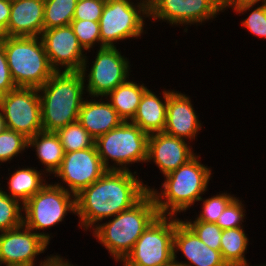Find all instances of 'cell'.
Returning <instances> with one entry per match:
<instances>
[{
  "mask_svg": "<svg viewBox=\"0 0 266 266\" xmlns=\"http://www.w3.org/2000/svg\"><path fill=\"white\" fill-rule=\"evenodd\" d=\"M135 171L107 170L98 180L76 195L77 226L86 234L138 203L150 189ZM145 182V183H144Z\"/></svg>",
  "mask_w": 266,
  "mask_h": 266,
  "instance_id": "1",
  "label": "cell"
},
{
  "mask_svg": "<svg viewBox=\"0 0 266 266\" xmlns=\"http://www.w3.org/2000/svg\"><path fill=\"white\" fill-rule=\"evenodd\" d=\"M178 169L163 176L161 186H150L159 216H176L188 214L191 207L205 194L213 178V167L202 163L200 152ZM207 192V193H206ZM187 212V213H186ZM179 214V215H178Z\"/></svg>",
  "mask_w": 266,
  "mask_h": 266,
  "instance_id": "2",
  "label": "cell"
},
{
  "mask_svg": "<svg viewBox=\"0 0 266 266\" xmlns=\"http://www.w3.org/2000/svg\"><path fill=\"white\" fill-rule=\"evenodd\" d=\"M159 216L152 195L148 192L138 203L109 220L102 221L90 233L120 264L132 251L135 242Z\"/></svg>",
  "mask_w": 266,
  "mask_h": 266,
  "instance_id": "3",
  "label": "cell"
},
{
  "mask_svg": "<svg viewBox=\"0 0 266 266\" xmlns=\"http://www.w3.org/2000/svg\"><path fill=\"white\" fill-rule=\"evenodd\" d=\"M38 92L44 131L57 132L78 121L87 96L81 72H55Z\"/></svg>",
  "mask_w": 266,
  "mask_h": 266,
  "instance_id": "4",
  "label": "cell"
},
{
  "mask_svg": "<svg viewBox=\"0 0 266 266\" xmlns=\"http://www.w3.org/2000/svg\"><path fill=\"white\" fill-rule=\"evenodd\" d=\"M16 87L39 88L56 72L47 57L40 36L9 37L1 42Z\"/></svg>",
  "mask_w": 266,
  "mask_h": 266,
  "instance_id": "5",
  "label": "cell"
},
{
  "mask_svg": "<svg viewBox=\"0 0 266 266\" xmlns=\"http://www.w3.org/2000/svg\"><path fill=\"white\" fill-rule=\"evenodd\" d=\"M49 182L23 204V224L52 244L55 233L47 231L64 223L69 213L76 215V196Z\"/></svg>",
  "mask_w": 266,
  "mask_h": 266,
  "instance_id": "6",
  "label": "cell"
},
{
  "mask_svg": "<svg viewBox=\"0 0 266 266\" xmlns=\"http://www.w3.org/2000/svg\"><path fill=\"white\" fill-rule=\"evenodd\" d=\"M148 137L137 125L124 121L98 137L95 146L107 170L133 171L130 167L135 163L146 164Z\"/></svg>",
  "mask_w": 266,
  "mask_h": 266,
  "instance_id": "7",
  "label": "cell"
},
{
  "mask_svg": "<svg viewBox=\"0 0 266 266\" xmlns=\"http://www.w3.org/2000/svg\"><path fill=\"white\" fill-rule=\"evenodd\" d=\"M147 18L148 5L141 1L106 0L99 20L101 48L118 47L119 42L141 39L150 29Z\"/></svg>",
  "mask_w": 266,
  "mask_h": 266,
  "instance_id": "8",
  "label": "cell"
},
{
  "mask_svg": "<svg viewBox=\"0 0 266 266\" xmlns=\"http://www.w3.org/2000/svg\"><path fill=\"white\" fill-rule=\"evenodd\" d=\"M119 47L97 48L96 52L91 50L90 54L94 57L93 59L86 55L81 73L87 96L105 97L118 85L134 76V73L131 74L133 68L130 67L133 64ZM90 58L91 60H89Z\"/></svg>",
  "mask_w": 266,
  "mask_h": 266,
  "instance_id": "9",
  "label": "cell"
},
{
  "mask_svg": "<svg viewBox=\"0 0 266 266\" xmlns=\"http://www.w3.org/2000/svg\"><path fill=\"white\" fill-rule=\"evenodd\" d=\"M175 216H158L120 266H174Z\"/></svg>",
  "mask_w": 266,
  "mask_h": 266,
  "instance_id": "10",
  "label": "cell"
},
{
  "mask_svg": "<svg viewBox=\"0 0 266 266\" xmlns=\"http://www.w3.org/2000/svg\"><path fill=\"white\" fill-rule=\"evenodd\" d=\"M149 23L169 24L170 27H183L188 33L192 25L197 27L211 23L226 12L220 0H155L149 7ZM205 23V24H204Z\"/></svg>",
  "mask_w": 266,
  "mask_h": 266,
  "instance_id": "11",
  "label": "cell"
},
{
  "mask_svg": "<svg viewBox=\"0 0 266 266\" xmlns=\"http://www.w3.org/2000/svg\"><path fill=\"white\" fill-rule=\"evenodd\" d=\"M0 108L6 128L28 139L43 130L37 88L16 87L0 96Z\"/></svg>",
  "mask_w": 266,
  "mask_h": 266,
  "instance_id": "12",
  "label": "cell"
},
{
  "mask_svg": "<svg viewBox=\"0 0 266 266\" xmlns=\"http://www.w3.org/2000/svg\"><path fill=\"white\" fill-rule=\"evenodd\" d=\"M50 244L24 224L0 232V266H40L54 253L43 259L39 255L48 251ZM40 259V260H39Z\"/></svg>",
  "mask_w": 266,
  "mask_h": 266,
  "instance_id": "13",
  "label": "cell"
},
{
  "mask_svg": "<svg viewBox=\"0 0 266 266\" xmlns=\"http://www.w3.org/2000/svg\"><path fill=\"white\" fill-rule=\"evenodd\" d=\"M106 171L94 145L91 148L65 153L61 166L50 179L57 178L54 184L76 196Z\"/></svg>",
  "mask_w": 266,
  "mask_h": 266,
  "instance_id": "14",
  "label": "cell"
},
{
  "mask_svg": "<svg viewBox=\"0 0 266 266\" xmlns=\"http://www.w3.org/2000/svg\"><path fill=\"white\" fill-rule=\"evenodd\" d=\"M40 38L56 72H81L87 52L80 45L71 25L43 30Z\"/></svg>",
  "mask_w": 266,
  "mask_h": 266,
  "instance_id": "15",
  "label": "cell"
},
{
  "mask_svg": "<svg viewBox=\"0 0 266 266\" xmlns=\"http://www.w3.org/2000/svg\"><path fill=\"white\" fill-rule=\"evenodd\" d=\"M173 252L174 266H227L220 250L209 248L181 217L176 216ZM179 254L181 259L185 258V261L178 258Z\"/></svg>",
  "mask_w": 266,
  "mask_h": 266,
  "instance_id": "16",
  "label": "cell"
},
{
  "mask_svg": "<svg viewBox=\"0 0 266 266\" xmlns=\"http://www.w3.org/2000/svg\"><path fill=\"white\" fill-rule=\"evenodd\" d=\"M192 146L191 142L164 132L151 134L148 137L146 165L154 164L165 176L197 154Z\"/></svg>",
  "mask_w": 266,
  "mask_h": 266,
  "instance_id": "17",
  "label": "cell"
},
{
  "mask_svg": "<svg viewBox=\"0 0 266 266\" xmlns=\"http://www.w3.org/2000/svg\"><path fill=\"white\" fill-rule=\"evenodd\" d=\"M193 105L192 97L188 93L174 89L168 96L163 132L194 144L204 125Z\"/></svg>",
  "mask_w": 266,
  "mask_h": 266,
  "instance_id": "18",
  "label": "cell"
},
{
  "mask_svg": "<svg viewBox=\"0 0 266 266\" xmlns=\"http://www.w3.org/2000/svg\"><path fill=\"white\" fill-rule=\"evenodd\" d=\"M44 30V0L11 1L6 28L9 37H37Z\"/></svg>",
  "mask_w": 266,
  "mask_h": 266,
  "instance_id": "19",
  "label": "cell"
},
{
  "mask_svg": "<svg viewBox=\"0 0 266 266\" xmlns=\"http://www.w3.org/2000/svg\"><path fill=\"white\" fill-rule=\"evenodd\" d=\"M78 122L96 140L124 121L105 97L86 96L79 112Z\"/></svg>",
  "mask_w": 266,
  "mask_h": 266,
  "instance_id": "20",
  "label": "cell"
},
{
  "mask_svg": "<svg viewBox=\"0 0 266 266\" xmlns=\"http://www.w3.org/2000/svg\"><path fill=\"white\" fill-rule=\"evenodd\" d=\"M14 165L16 166L13 168V172L6 166L8 169V174L4 173L6 177L0 174V181L1 179H6L7 181L6 186L3 184V180L1 181L2 183L0 182V189L11 198L17 199L22 204H25L47 184V180L51 179L43 172L42 166L41 169H38L34 167V165L33 167L32 165L27 166V164L24 166L21 165L22 167L19 164L17 166V164L14 163Z\"/></svg>",
  "mask_w": 266,
  "mask_h": 266,
  "instance_id": "21",
  "label": "cell"
},
{
  "mask_svg": "<svg viewBox=\"0 0 266 266\" xmlns=\"http://www.w3.org/2000/svg\"><path fill=\"white\" fill-rule=\"evenodd\" d=\"M173 90L174 88L166 89L163 87V91L161 90L157 95V91L154 92L152 88H148L142 95L136 114L130 122L148 135L163 132L166 123L168 96Z\"/></svg>",
  "mask_w": 266,
  "mask_h": 266,
  "instance_id": "22",
  "label": "cell"
},
{
  "mask_svg": "<svg viewBox=\"0 0 266 266\" xmlns=\"http://www.w3.org/2000/svg\"><path fill=\"white\" fill-rule=\"evenodd\" d=\"M36 154L43 167V172L51 178L61 166L64 158V149L56 132L40 131L28 139V149Z\"/></svg>",
  "mask_w": 266,
  "mask_h": 266,
  "instance_id": "23",
  "label": "cell"
},
{
  "mask_svg": "<svg viewBox=\"0 0 266 266\" xmlns=\"http://www.w3.org/2000/svg\"><path fill=\"white\" fill-rule=\"evenodd\" d=\"M131 77L109 92L105 98L117 111L123 121H131L136 114L142 95L149 88L142 79L139 82ZM138 82V83H137Z\"/></svg>",
  "mask_w": 266,
  "mask_h": 266,
  "instance_id": "24",
  "label": "cell"
},
{
  "mask_svg": "<svg viewBox=\"0 0 266 266\" xmlns=\"http://www.w3.org/2000/svg\"><path fill=\"white\" fill-rule=\"evenodd\" d=\"M244 227L222 230L220 253L227 266H253L246 258L251 244Z\"/></svg>",
  "mask_w": 266,
  "mask_h": 266,
  "instance_id": "25",
  "label": "cell"
},
{
  "mask_svg": "<svg viewBox=\"0 0 266 266\" xmlns=\"http://www.w3.org/2000/svg\"><path fill=\"white\" fill-rule=\"evenodd\" d=\"M232 9L235 16H247L240 21V27L246 29L248 34L266 40V5L260 4H227L225 10ZM249 12V13H248ZM242 25V26H241Z\"/></svg>",
  "mask_w": 266,
  "mask_h": 266,
  "instance_id": "26",
  "label": "cell"
},
{
  "mask_svg": "<svg viewBox=\"0 0 266 266\" xmlns=\"http://www.w3.org/2000/svg\"><path fill=\"white\" fill-rule=\"evenodd\" d=\"M224 191V192H223ZM220 191L211 197H201V199L198 201L202 205L200 208V211L193 212L195 216L192 215V218L190 219L189 216L185 217L183 216V221H203L207 223H216L218 220V217L222 214L226 206L237 196V194L229 193L227 190ZM222 192V193H221ZM188 217V218H187Z\"/></svg>",
  "mask_w": 266,
  "mask_h": 266,
  "instance_id": "27",
  "label": "cell"
},
{
  "mask_svg": "<svg viewBox=\"0 0 266 266\" xmlns=\"http://www.w3.org/2000/svg\"><path fill=\"white\" fill-rule=\"evenodd\" d=\"M77 0H44V30L70 25Z\"/></svg>",
  "mask_w": 266,
  "mask_h": 266,
  "instance_id": "28",
  "label": "cell"
},
{
  "mask_svg": "<svg viewBox=\"0 0 266 266\" xmlns=\"http://www.w3.org/2000/svg\"><path fill=\"white\" fill-rule=\"evenodd\" d=\"M27 150H30L28 149V138L23 134L8 128L0 133V166L5 167L4 163L7 166L8 163L11 165L10 163L17 162L16 160L19 163L18 157L20 158Z\"/></svg>",
  "mask_w": 266,
  "mask_h": 266,
  "instance_id": "29",
  "label": "cell"
},
{
  "mask_svg": "<svg viewBox=\"0 0 266 266\" xmlns=\"http://www.w3.org/2000/svg\"><path fill=\"white\" fill-rule=\"evenodd\" d=\"M56 133L65 153L91 148L95 145V139L78 121L68 124Z\"/></svg>",
  "mask_w": 266,
  "mask_h": 266,
  "instance_id": "30",
  "label": "cell"
},
{
  "mask_svg": "<svg viewBox=\"0 0 266 266\" xmlns=\"http://www.w3.org/2000/svg\"><path fill=\"white\" fill-rule=\"evenodd\" d=\"M23 225V204L0 189V232Z\"/></svg>",
  "mask_w": 266,
  "mask_h": 266,
  "instance_id": "31",
  "label": "cell"
},
{
  "mask_svg": "<svg viewBox=\"0 0 266 266\" xmlns=\"http://www.w3.org/2000/svg\"><path fill=\"white\" fill-rule=\"evenodd\" d=\"M70 25L80 45L87 53L96 50L97 47L101 48L99 22L72 20Z\"/></svg>",
  "mask_w": 266,
  "mask_h": 266,
  "instance_id": "32",
  "label": "cell"
},
{
  "mask_svg": "<svg viewBox=\"0 0 266 266\" xmlns=\"http://www.w3.org/2000/svg\"><path fill=\"white\" fill-rule=\"evenodd\" d=\"M246 208L243 198L236 196L218 217L216 224L222 230L245 227L244 223L247 219Z\"/></svg>",
  "mask_w": 266,
  "mask_h": 266,
  "instance_id": "33",
  "label": "cell"
},
{
  "mask_svg": "<svg viewBox=\"0 0 266 266\" xmlns=\"http://www.w3.org/2000/svg\"><path fill=\"white\" fill-rule=\"evenodd\" d=\"M213 250H220L222 229L216 223L203 221H184Z\"/></svg>",
  "mask_w": 266,
  "mask_h": 266,
  "instance_id": "34",
  "label": "cell"
},
{
  "mask_svg": "<svg viewBox=\"0 0 266 266\" xmlns=\"http://www.w3.org/2000/svg\"><path fill=\"white\" fill-rule=\"evenodd\" d=\"M106 0H77L73 20L99 22Z\"/></svg>",
  "mask_w": 266,
  "mask_h": 266,
  "instance_id": "35",
  "label": "cell"
},
{
  "mask_svg": "<svg viewBox=\"0 0 266 266\" xmlns=\"http://www.w3.org/2000/svg\"><path fill=\"white\" fill-rule=\"evenodd\" d=\"M3 45L0 43V96L15 89Z\"/></svg>",
  "mask_w": 266,
  "mask_h": 266,
  "instance_id": "36",
  "label": "cell"
},
{
  "mask_svg": "<svg viewBox=\"0 0 266 266\" xmlns=\"http://www.w3.org/2000/svg\"><path fill=\"white\" fill-rule=\"evenodd\" d=\"M11 13V1L0 0V30L6 36V28Z\"/></svg>",
  "mask_w": 266,
  "mask_h": 266,
  "instance_id": "37",
  "label": "cell"
},
{
  "mask_svg": "<svg viewBox=\"0 0 266 266\" xmlns=\"http://www.w3.org/2000/svg\"><path fill=\"white\" fill-rule=\"evenodd\" d=\"M52 266H78V264L69 260V257H63L61 254L55 253L52 255ZM81 266V265H80Z\"/></svg>",
  "mask_w": 266,
  "mask_h": 266,
  "instance_id": "38",
  "label": "cell"
},
{
  "mask_svg": "<svg viewBox=\"0 0 266 266\" xmlns=\"http://www.w3.org/2000/svg\"><path fill=\"white\" fill-rule=\"evenodd\" d=\"M228 4H260V5H266V0H231Z\"/></svg>",
  "mask_w": 266,
  "mask_h": 266,
  "instance_id": "39",
  "label": "cell"
},
{
  "mask_svg": "<svg viewBox=\"0 0 266 266\" xmlns=\"http://www.w3.org/2000/svg\"><path fill=\"white\" fill-rule=\"evenodd\" d=\"M6 128L5 121L3 118V114L0 108V133Z\"/></svg>",
  "mask_w": 266,
  "mask_h": 266,
  "instance_id": "40",
  "label": "cell"
},
{
  "mask_svg": "<svg viewBox=\"0 0 266 266\" xmlns=\"http://www.w3.org/2000/svg\"><path fill=\"white\" fill-rule=\"evenodd\" d=\"M40 266H52V256L44 264Z\"/></svg>",
  "mask_w": 266,
  "mask_h": 266,
  "instance_id": "41",
  "label": "cell"
},
{
  "mask_svg": "<svg viewBox=\"0 0 266 266\" xmlns=\"http://www.w3.org/2000/svg\"><path fill=\"white\" fill-rule=\"evenodd\" d=\"M224 6H226L231 0H220Z\"/></svg>",
  "mask_w": 266,
  "mask_h": 266,
  "instance_id": "42",
  "label": "cell"
},
{
  "mask_svg": "<svg viewBox=\"0 0 266 266\" xmlns=\"http://www.w3.org/2000/svg\"><path fill=\"white\" fill-rule=\"evenodd\" d=\"M5 37L4 33L0 30V42Z\"/></svg>",
  "mask_w": 266,
  "mask_h": 266,
  "instance_id": "43",
  "label": "cell"
},
{
  "mask_svg": "<svg viewBox=\"0 0 266 266\" xmlns=\"http://www.w3.org/2000/svg\"><path fill=\"white\" fill-rule=\"evenodd\" d=\"M253 266H266V262L265 263H260V265L259 264H255Z\"/></svg>",
  "mask_w": 266,
  "mask_h": 266,
  "instance_id": "44",
  "label": "cell"
},
{
  "mask_svg": "<svg viewBox=\"0 0 266 266\" xmlns=\"http://www.w3.org/2000/svg\"><path fill=\"white\" fill-rule=\"evenodd\" d=\"M137 1H141V2L145 3L146 5H148V0H137Z\"/></svg>",
  "mask_w": 266,
  "mask_h": 266,
  "instance_id": "45",
  "label": "cell"
},
{
  "mask_svg": "<svg viewBox=\"0 0 266 266\" xmlns=\"http://www.w3.org/2000/svg\"><path fill=\"white\" fill-rule=\"evenodd\" d=\"M155 0H148V7L154 2Z\"/></svg>",
  "mask_w": 266,
  "mask_h": 266,
  "instance_id": "46",
  "label": "cell"
}]
</instances>
